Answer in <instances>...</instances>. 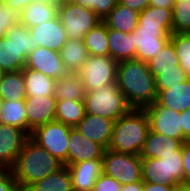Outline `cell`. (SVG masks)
<instances>
[{
    "label": "cell",
    "instance_id": "29",
    "mask_svg": "<svg viewBox=\"0 0 190 191\" xmlns=\"http://www.w3.org/2000/svg\"><path fill=\"white\" fill-rule=\"evenodd\" d=\"M85 114L83 100H57L55 121L73 128L84 118Z\"/></svg>",
    "mask_w": 190,
    "mask_h": 191
},
{
    "label": "cell",
    "instance_id": "34",
    "mask_svg": "<svg viewBox=\"0 0 190 191\" xmlns=\"http://www.w3.org/2000/svg\"><path fill=\"white\" fill-rule=\"evenodd\" d=\"M165 185L176 186L183 184V157L182 148L173 154L163 155Z\"/></svg>",
    "mask_w": 190,
    "mask_h": 191
},
{
    "label": "cell",
    "instance_id": "24",
    "mask_svg": "<svg viewBox=\"0 0 190 191\" xmlns=\"http://www.w3.org/2000/svg\"><path fill=\"white\" fill-rule=\"evenodd\" d=\"M26 97L54 96L56 80L41 72L24 68Z\"/></svg>",
    "mask_w": 190,
    "mask_h": 191
},
{
    "label": "cell",
    "instance_id": "43",
    "mask_svg": "<svg viewBox=\"0 0 190 191\" xmlns=\"http://www.w3.org/2000/svg\"><path fill=\"white\" fill-rule=\"evenodd\" d=\"M181 148L183 157V184H190V140H185Z\"/></svg>",
    "mask_w": 190,
    "mask_h": 191
},
{
    "label": "cell",
    "instance_id": "48",
    "mask_svg": "<svg viewBox=\"0 0 190 191\" xmlns=\"http://www.w3.org/2000/svg\"><path fill=\"white\" fill-rule=\"evenodd\" d=\"M175 0H150L149 6L164 8V9H173Z\"/></svg>",
    "mask_w": 190,
    "mask_h": 191
},
{
    "label": "cell",
    "instance_id": "26",
    "mask_svg": "<svg viewBox=\"0 0 190 191\" xmlns=\"http://www.w3.org/2000/svg\"><path fill=\"white\" fill-rule=\"evenodd\" d=\"M59 53L68 72H77L90 56L83 40L68 39Z\"/></svg>",
    "mask_w": 190,
    "mask_h": 191
},
{
    "label": "cell",
    "instance_id": "23",
    "mask_svg": "<svg viewBox=\"0 0 190 191\" xmlns=\"http://www.w3.org/2000/svg\"><path fill=\"white\" fill-rule=\"evenodd\" d=\"M139 12L116 3L114 9L105 17L103 22L107 28L124 33H132L138 27Z\"/></svg>",
    "mask_w": 190,
    "mask_h": 191
},
{
    "label": "cell",
    "instance_id": "33",
    "mask_svg": "<svg viewBox=\"0 0 190 191\" xmlns=\"http://www.w3.org/2000/svg\"><path fill=\"white\" fill-rule=\"evenodd\" d=\"M150 72L156 78L160 70L178 69L179 59L173 43L169 40L157 56L147 62Z\"/></svg>",
    "mask_w": 190,
    "mask_h": 191
},
{
    "label": "cell",
    "instance_id": "9",
    "mask_svg": "<svg viewBox=\"0 0 190 191\" xmlns=\"http://www.w3.org/2000/svg\"><path fill=\"white\" fill-rule=\"evenodd\" d=\"M117 64L118 62L109 55L89 56L77 71L85 92L116 83Z\"/></svg>",
    "mask_w": 190,
    "mask_h": 191
},
{
    "label": "cell",
    "instance_id": "36",
    "mask_svg": "<svg viewBox=\"0 0 190 191\" xmlns=\"http://www.w3.org/2000/svg\"><path fill=\"white\" fill-rule=\"evenodd\" d=\"M142 181L165 185L164 162L160 158H141Z\"/></svg>",
    "mask_w": 190,
    "mask_h": 191
},
{
    "label": "cell",
    "instance_id": "7",
    "mask_svg": "<svg viewBox=\"0 0 190 191\" xmlns=\"http://www.w3.org/2000/svg\"><path fill=\"white\" fill-rule=\"evenodd\" d=\"M103 173L122 185L142 181L140 155L123 154L107 148L104 152Z\"/></svg>",
    "mask_w": 190,
    "mask_h": 191
},
{
    "label": "cell",
    "instance_id": "4",
    "mask_svg": "<svg viewBox=\"0 0 190 191\" xmlns=\"http://www.w3.org/2000/svg\"><path fill=\"white\" fill-rule=\"evenodd\" d=\"M38 47L23 24L11 27L0 39V67L5 72L23 70L28 54Z\"/></svg>",
    "mask_w": 190,
    "mask_h": 191
},
{
    "label": "cell",
    "instance_id": "42",
    "mask_svg": "<svg viewBox=\"0 0 190 191\" xmlns=\"http://www.w3.org/2000/svg\"><path fill=\"white\" fill-rule=\"evenodd\" d=\"M0 191H19L11 169H0Z\"/></svg>",
    "mask_w": 190,
    "mask_h": 191
},
{
    "label": "cell",
    "instance_id": "32",
    "mask_svg": "<svg viewBox=\"0 0 190 191\" xmlns=\"http://www.w3.org/2000/svg\"><path fill=\"white\" fill-rule=\"evenodd\" d=\"M85 47L90 56L109 55L108 28L102 21L92 28L83 38Z\"/></svg>",
    "mask_w": 190,
    "mask_h": 191
},
{
    "label": "cell",
    "instance_id": "40",
    "mask_svg": "<svg viewBox=\"0 0 190 191\" xmlns=\"http://www.w3.org/2000/svg\"><path fill=\"white\" fill-rule=\"evenodd\" d=\"M118 0H77L76 3L91 9L103 21L105 17L114 9Z\"/></svg>",
    "mask_w": 190,
    "mask_h": 191
},
{
    "label": "cell",
    "instance_id": "17",
    "mask_svg": "<svg viewBox=\"0 0 190 191\" xmlns=\"http://www.w3.org/2000/svg\"><path fill=\"white\" fill-rule=\"evenodd\" d=\"M114 121L99 115L85 114L75 128L88 139L109 147L113 134Z\"/></svg>",
    "mask_w": 190,
    "mask_h": 191
},
{
    "label": "cell",
    "instance_id": "13",
    "mask_svg": "<svg viewBox=\"0 0 190 191\" xmlns=\"http://www.w3.org/2000/svg\"><path fill=\"white\" fill-rule=\"evenodd\" d=\"M25 68L41 72L55 80L68 73L60 53L45 47H37L28 54Z\"/></svg>",
    "mask_w": 190,
    "mask_h": 191
},
{
    "label": "cell",
    "instance_id": "28",
    "mask_svg": "<svg viewBox=\"0 0 190 191\" xmlns=\"http://www.w3.org/2000/svg\"><path fill=\"white\" fill-rule=\"evenodd\" d=\"M85 90L77 72H68L56 80L55 97L57 100H84Z\"/></svg>",
    "mask_w": 190,
    "mask_h": 191
},
{
    "label": "cell",
    "instance_id": "30",
    "mask_svg": "<svg viewBox=\"0 0 190 191\" xmlns=\"http://www.w3.org/2000/svg\"><path fill=\"white\" fill-rule=\"evenodd\" d=\"M172 9L148 6L139 13L138 28L172 29Z\"/></svg>",
    "mask_w": 190,
    "mask_h": 191
},
{
    "label": "cell",
    "instance_id": "38",
    "mask_svg": "<svg viewBox=\"0 0 190 191\" xmlns=\"http://www.w3.org/2000/svg\"><path fill=\"white\" fill-rule=\"evenodd\" d=\"M189 77L185 71L178 65V69L160 70L155 78L156 90H167V86H175L182 83Z\"/></svg>",
    "mask_w": 190,
    "mask_h": 191
},
{
    "label": "cell",
    "instance_id": "12",
    "mask_svg": "<svg viewBox=\"0 0 190 191\" xmlns=\"http://www.w3.org/2000/svg\"><path fill=\"white\" fill-rule=\"evenodd\" d=\"M29 135L22 129L0 123V169H11Z\"/></svg>",
    "mask_w": 190,
    "mask_h": 191
},
{
    "label": "cell",
    "instance_id": "1",
    "mask_svg": "<svg viewBox=\"0 0 190 191\" xmlns=\"http://www.w3.org/2000/svg\"><path fill=\"white\" fill-rule=\"evenodd\" d=\"M116 83L132 109H145L156 101L155 77L146 62L119 61Z\"/></svg>",
    "mask_w": 190,
    "mask_h": 191
},
{
    "label": "cell",
    "instance_id": "22",
    "mask_svg": "<svg viewBox=\"0 0 190 191\" xmlns=\"http://www.w3.org/2000/svg\"><path fill=\"white\" fill-rule=\"evenodd\" d=\"M109 56L115 61L135 60L134 32L124 33L108 28Z\"/></svg>",
    "mask_w": 190,
    "mask_h": 191
},
{
    "label": "cell",
    "instance_id": "41",
    "mask_svg": "<svg viewBox=\"0 0 190 191\" xmlns=\"http://www.w3.org/2000/svg\"><path fill=\"white\" fill-rule=\"evenodd\" d=\"M122 184L102 173L95 182L92 191H121Z\"/></svg>",
    "mask_w": 190,
    "mask_h": 191
},
{
    "label": "cell",
    "instance_id": "53",
    "mask_svg": "<svg viewBox=\"0 0 190 191\" xmlns=\"http://www.w3.org/2000/svg\"><path fill=\"white\" fill-rule=\"evenodd\" d=\"M2 103H3V98H2V95L0 94V109L2 107Z\"/></svg>",
    "mask_w": 190,
    "mask_h": 191
},
{
    "label": "cell",
    "instance_id": "45",
    "mask_svg": "<svg viewBox=\"0 0 190 191\" xmlns=\"http://www.w3.org/2000/svg\"><path fill=\"white\" fill-rule=\"evenodd\" d=\"M183 140H190V107L181 112Z\"/></svg>",
    "mask_w": 190,
    "mask_h": 191
},
{
    "label": "cell",
    "instance_id": "11",
    "mask_svg": "<svg viewBox=\"0 0 190 191\" xmlns=\"http://www.w3.org/2000/svg\"><path fill=\"white\" fill-rule=\"evenodd\" d=\"M144 111L148 117L151 131L183 140L180 112L161 105H150Z\"/></svg>",
    "mask_w": 190,
    "mask_h": 191
},
{
    "label": "cell",
    "instance_id": "16",
    "mask_svg": "<svg viewBox=\"0 0 190 191\" xmlns=\"http://www.w3.org/2000/svg\"><path fill=\"white\" fill-rule=\"evenodd\" d=\"M57 99L54 96L26 97L27 123L33 131L36 127L55 121Z\"/></svg>",
    "mask_w": 190,
    "mask_h": 191
},
{
    "label": "cell",
    "instance_id": "20",
    "mask_svg": "<svg viewBox=\"0 0 190 191\" xmlns=\"http://www.w3.org/2000/svg\"><path fill=\"white\" fill-rule=\"evenodd\" d=\"M184 140L174 139L149 130L141 158H161L163 155L173 154L181 149Z\"/></svg>",
    "mask_w": 190,
    "mask_h": 191
},
{
    "label": "cell",
    "instance_id": "25",
    "mask_svg": "<svg viewBox=\"0 0 190 191\" xmlns=\"http://www.w3.org/2000/svg\"><path fill=\"white\" fill-rule=\"evenodd\" d=\"M0 123L22 129L30 136L32 130L27 123L25 100H3L0 109Z\"/></svg>",
    "mask_w": 190,
    "mask_h": 191
},
{
    "label": "cell",
    "instance_id": "10",
    "mask_svg": "<svg viewBox=\"0 0 190 191\" xmlns=\"http://www.w3.org/2000/svg\"><path fill=\"white\" fill-rule=\"evenodd\" d=\"M172 29L136 28L134 31V49L136 60L149 62L157 56L170 40Z\"/></svg>",
    "mask_w": 190,
    "mask_h": 191
},
{
    "label": "cell",
    "instance_id": "6",
    "mask_svg": "<svg viewBox=\"0 0 190 191\" xmlns=\"http://www.w3.org/2000/svg\"><path fill=\"white\" fill-rule=\"evenodd\" d=\"M57 16L72 40H83L86 33L102 22L94 11L77 3L58 6Z\"/></svg>",
    "mask_w": 190,
    "mask_h": 191
},
{
    "label": "cell",
    "instance_id": "51",
    "mask_svg": "<svg viewBox=\"0 0 190 191\" xmlns=\"http://www.w3.org/2000/svg\"><path fill=\"white\" fill-rule=\"evenodd\" d=\"M77 0H55V3L60 6L68 3H76Z\"/></svg>",
    "mask_w": 190,
    "mask_h": 191
},
{
    "label": "cell",
    "instance_id": "27",
    "mask_svg": "<svg viewBox=\"0 0 190 191\" xmlns=\"http://www.w3.org/2000/svg\"><path fill=\"white\" fill-rule=\"evenodd\" d=\"M25 191H73L67 166L63 165L59 170L33 183Z\"/></svg>",
    "mask_w": 190,
    "mask_h": 191
},
{
    "label": "cell",
    "instance_id": "37",
    "mask_svg": "<svg viewBox=\"0 0 190 191\" xmlns=\"http://www.w3.org/2000/svg\"><path fill=\"white\" fill-rule=\"evenodd\" d=\"M170 41L175 47L181 68L190 78V33L171 34Z\"/></svg>",
    "mask_w": 190,
    "mask_h": 191
},
{
    "label": "cell",
    "instance_id": "44",
    "mask_svg": "<svg viewBox=\"0 0 190 191\" xmlns=\"http://www.w3.org/2000/svg\"><path fill=\"white\" fill-rule=\"evenodd\" d=\"M149 2L150 0H118L121 5L139 13L149 6Z\"/></svg>",
    "mask_w": 190,
    "mask_h": 191
},
{
    "label": "cell",
    "instance_id": "5",
    "mask_svg": "<svg viewBox=\"0 0 190 191\" xmlns=\"http://www.w3.org/2000/svg\"><path fill=\"white\" fill-rule=\"evenodd\" d=\"M83 101L87 114L99 115L114 122L132 109L117 83L85 92Z\"/></svg>",
    "mask_w": 190,
    "mask_h": 191
},
{
    "label": "cell",
    "instance_id": "50",
    "mask_svg": "<svg viewBox=\"0 0 190 191\" xmlns=\"http://www.w3.org/2000/svg\"><path fill=\"white\" fill-rule=\"evenodd\" d=\"M171 191H190V184H179L174 186Z\"/></svg>",
    "mask_w": 190,
    "mask_h": 191
},
{
    "label": "cell",
    "instance_id": "2",
    "mask_svg": "<svg viewBox=\"0 0 190 191\" xmlns=\"http://www.w3.org/2000/svg\"><path fill=\"white\" fill-rule=\"evenodd\" d=\"M62 166L60 161L29 137L11 171L19 190H26L33 183L44 179Z\"/></svg>",
    "mask_w": 190,
    "mask_h": 191
},
{
    "label": "cell",
    "instance_id": "49",
    "mask_svg": "<svg viewBox=\"0 0 190 191\" xmlns=\"http://www.w3.org/2000/svg\"><path fill=\"white\" fill-rule=\"evenodd\" d=\"M144 182H134L126 185H122L121 191H143Z\"/></svg>",
    "mask_w": 190,
    "mask_h": 191
},
{
    "label": "cell",
    "instance_id": "46",
    "mask_svg": "<svg viewBox=\"0 0 190 191\" xmlns=\"http://www.w3.org/2000/svg\"><path fill=\"white\" fill-rule=\"evenodd\" d=\"M39 0H3V2L8 5L11 9L21 13L22 10L30 3L36 2Z\"/></svg>",
    "mask_w": 190,
    "mask_h": 191
},
{
    "label": "cell",
    "instance_id": "47",
    "mask_svg": "<svg viewBox=\"0 0 190 191\" xmlns=\"http://www.w3.org/2000/svg\"><path fill=\"white\" fill-rule=\"evenodd\" d=\"M172 188L169 185L144 182L143 191H171Z\"/></svg>",
    "mask_w": 190,
    "mask_h": 191
},
{
    "label": "cell",
    "instance_id": "31",
    "mask_svg": "<svg viewBox=\"0 0 190 191\" xmlns=\"http://www.w3.org/2000/svg\"><path fill=\"white\" fill-rule=\"evenodd\" d=\"M0 94L3 100L18 101L26 99L23 70L4 73L0 80Z\"/></svg>",
    "mask_w": 190,
    "mask_h": 191
},
{
    "label": "cell",
    "instance_id": "18",
    "mask_svg": "<svg viewBox=\"0 0 190 191\" xmlns=\"http://www.w3.org/2000/svg\"><path fill=\"white\" fill-rule=\"evenodd\" d=\"M73 191H92L97 178L103 173V160L82 161L67 166Z\"/></svg>",
    "mask_w": 190,
    "mask_h": 191
},
{
    "label": "cell",
    "instance_id": "21",
    "mask_svg": "<svg viewBox=\"0 0 190 191\" xmlns=\"http://www.w3.org/2000/svg\"><path fill=\"white\" fill-rule=\"evenodd\" d=\"M58 14V5L55 2L36 1L28 4L20 13V24L28 29L47 22Z\"/></svg>",
    "mask_w": 190,
    "mask_h": 191
},
{
    "label": "cell",
    "instance_id": "15",
    "mask_svg": "<svg viewBox=\"0 0 190 191\" xmlns=\"http://www.w3.org/2000/svg\"><path fill=\"white\" fill-rule=\"evenodd\" d=\"M29 32L32 35L33 42H36L38 47H45L58 52L68 41L67 34L58 16L29 28Z\"/></svg>",
    "mask_w": 190,
    "mask_h": 191
},
{
    "label": "cell",
    "instance_id": "3",
    "mask_svg": "<svg viewBox=\"0 0 190 191\" xmlns=\"http://www.w3.org/2000/svg\"><path fill=\"white\" fill-rule=\"evenodd\" d=\"M149 130V120L144 109H131L114 122L108 148L123 154L140 155Z\"/></svg>",
    "mask_w": 190,
    "mask_h": 191
},
{
    "label": "cell",
    "instance_id": "14",
    "mask_svg": "<svg viewBox=\"0 0 190 191\" xmlns=\"http://www.w3.org/2000/svg\"><path fill=\"white\" fill-rule=\"evenodd\" d=\"M106 148L86 136L75 127L71 128L68 139L67 166L95 159H102Z\"/></svg>",
    "mask_w": 190,
    "mask_h": 191
},
{
    "label": "cell",
    "instance_id": "35",
    "mask_svg": "<svg viewBox=\"0 0 190 191\" xmlns=\"http://www.w3.org/2000/svg\"><path fill=\"white\" fill-rule=\"evenodd\" d=\"M172 14V34L190 33V0H175Z\"/></svg>",
    "mask_w": 190,
    "mask_h": 191
},
{
    "label": "cell",
    "instance_id": "8",
    "mask_svg": "<svg viewBox=\"0 0 190 191\" xmlns=\"http://www.w3.org/2000/svg\"><path fill=\"white\" fill-rule=\"evenodd\" d=\"M72 127L53 121L36 127L30 138L67 166L68 139Z\"/></svg>",
    "mask_w": 190,
    "mask_h": 191
},
{
    "label": "cell",
    "instance_id": "39",
    "mask_svg": "<svg viewBox=\"0 0 190 191\" xmlns=\"http://www.w3.org/2000/svg\"><path fill=\"white\" fill-rule=\"evenodd\" d=\"M20 24V13L11 9L3 1L0 2V39L13 26Z\"/></svg>",
    "mask_w": 190,
    "mask_h": 191
},
{
    "label": "cell",
    "instance_id": "54",
    "mask_svg": "<svg viewBox=\"0 0 190 191\" xmlns=\"http://www.w3.org/2000/svg\"><path fill=\"white\" fill-rule=\"evenodd\" d=\"M42 1H46V2H55V0H42Z\"/></svg>",
    "mask_w": 190,
    "mask_h": 191
},
{
    "label": "cell",
    "instance_id": "19",
    "mask_svg": "<svg viewBox=\"0 0 190 191\" xmlns=\"http://www.w3.org/2000/svg\"><path fill=\"white\" fill-rule=\"evenodd\" d=\"M156 101L152 105H161L171 110L182 112L190 107V78L167 90H156Z\"/></svg>",
    "mask_w": 190,
    "mask_h": 191
},
{
    "label": "cell",
    "instance_id": "52",
    "mask_svg": "<svg viewBox=\"0 0 190 191\" xmlns=\"http://www.w3.org/2000/svg\"><path fill=\"white\" fill-rule=\"evenodd\" d=\"M5 71L0 67V80L3 78Z\"/></svg>",
    "mask_w": 190,
    "mask_h": 191
}]
</instances>
